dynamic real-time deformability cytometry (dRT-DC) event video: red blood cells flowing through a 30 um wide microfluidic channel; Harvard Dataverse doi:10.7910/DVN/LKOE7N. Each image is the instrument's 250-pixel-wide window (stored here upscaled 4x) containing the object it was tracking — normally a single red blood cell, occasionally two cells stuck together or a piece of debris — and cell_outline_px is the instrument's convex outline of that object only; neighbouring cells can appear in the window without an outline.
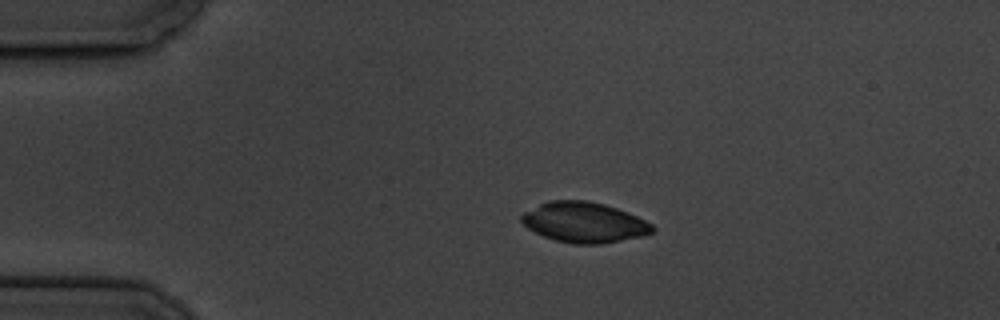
{"species": "common noctule bat (a hibernating species)", "species_latin": "Nyctalus noctula", "temperature_condition": "cold", "stored_images_in_passage": 5, "camera_frame_rate_fps": 3000, "um_per_image_px": 0.085, "animal": {"sex": "male", "body_mass_g": 19.5, "forearm_length_mm": 54.6}, "frame": {"image": 1, "passage_image": 3, "time_ms": 2.333, "image_size_px": [1000, 320], "cell_outline_px": [[656, 232], [644, 236], [600, 244], [572, 244], [556, 240], [544, 236], [528, 228], [520, 220], [520, 216], [524, 212], [548, 200], [588, 200], [604, 204], [628, 212], [652, 224], [656, 228]], "centroid_in_image_um": [49.68, 18.9], "position_along_channel_um": 35.3, "area_um2": 30.87}}